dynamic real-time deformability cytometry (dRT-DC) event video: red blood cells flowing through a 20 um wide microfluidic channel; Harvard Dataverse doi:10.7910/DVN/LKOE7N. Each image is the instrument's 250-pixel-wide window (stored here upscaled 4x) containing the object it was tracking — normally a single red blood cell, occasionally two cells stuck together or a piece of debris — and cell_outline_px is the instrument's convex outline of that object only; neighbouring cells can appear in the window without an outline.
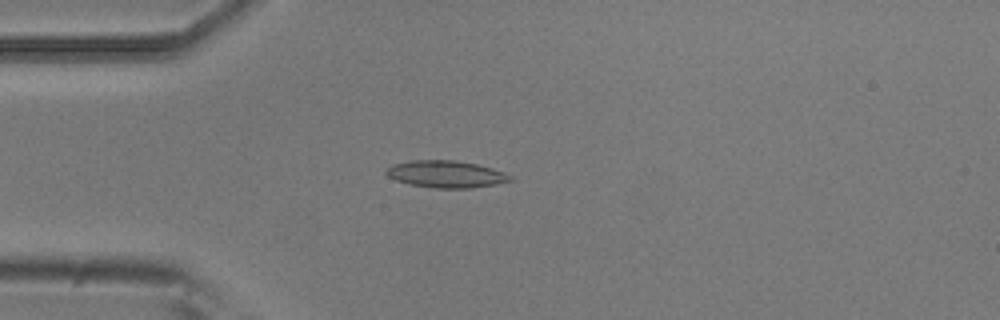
{"species": "common noctule bat (a hibernating species)", "species_latin": "Nyctalus noctula", "temperature_condition": "room temperature", "stored_images_in_passage": 5, "camera_frame_rate_fps": 3000, "um_per_image_px": 0.085, "animal": {"sex": "male", "body_mass_g": 20.5, "forearm_length_mm": 52.5}, "frame": {"image": 1, "passage_image": 5, "time_ms": 1.333, "image_size_px": [1000, 320], "cell_outline_px": [[512, 180], [496, 184], [468, 188], [436, 188], [408, 184], [396, 180], [388, 176], [384, 172], [384, 168], [392, 164], [412, 160], [456, 160], [476, 164], [492, 168], [504, 172], [512, 176]], "centroid_in_image_um": [37.86, 14.79], "position_along_channel_um": 47.1, "area_um2": 19.59}}